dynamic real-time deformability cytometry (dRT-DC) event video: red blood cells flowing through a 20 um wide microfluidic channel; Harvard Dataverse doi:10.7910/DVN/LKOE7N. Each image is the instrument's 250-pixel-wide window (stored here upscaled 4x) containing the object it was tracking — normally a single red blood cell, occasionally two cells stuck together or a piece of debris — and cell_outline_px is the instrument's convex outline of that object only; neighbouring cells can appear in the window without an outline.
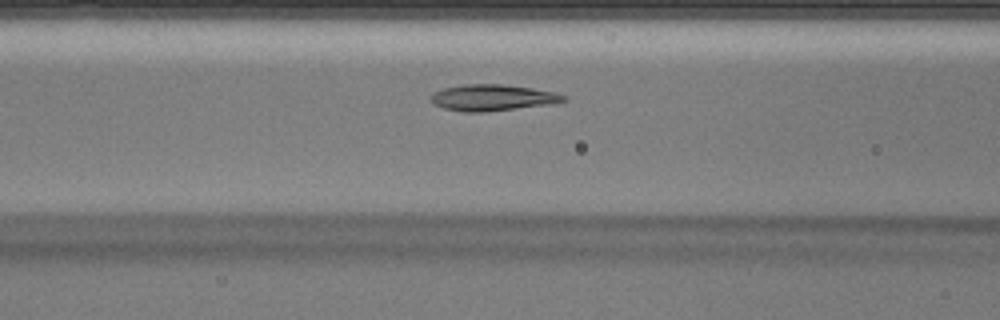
{"species": "Egyptian fruit bat (a non-hibernating species)", "species_latin": "Rousettus aegyptiacus", "temperature_condition": "warm", "stored_images_in_passage": 39, "camera_frame_rate_fps": 3000, "um_per_image_px": 0.085, "animal": {"sex": "male"}, "frame": {"image": 1, "passage_image": 14, "time_ms": 4.333, "image_size_px": [1000, 320], "cell_outline_px": [[568, 100], [556, 104], [484, 112], [464, 112], [444, 108], [436, 104], [428, 96], [432, 92], [444, 88], [464, 84], [504, 84], [532, 88], [552, 92], [568, 96]], "centroid_in_image_um": [41.9, 8.3], "position_along_channel_um": 124.7, "area_um2": 20.52}}
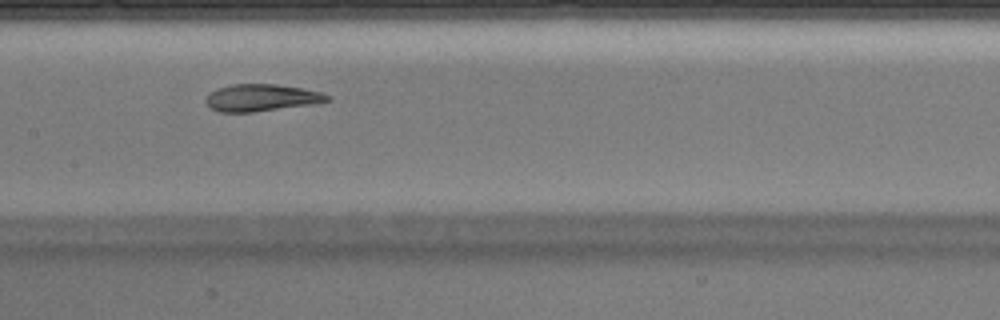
{"frame": {"image": 2, "passage_image": 18, "time_ms": 5.667, "image_size_px": [1000, 320], "cell_outline_px": [[332, 100], [308, 104], [252, 112], [220, 112], [212, 108], [204, 100], [216, 88], [232, 84], [276, 84], [300, 88], [320, 92], [332, 96]], "centroid_in_image_um": [22.21, 8.29], "position_along_channel_um": 185.2, "area_um2": 18.79}}
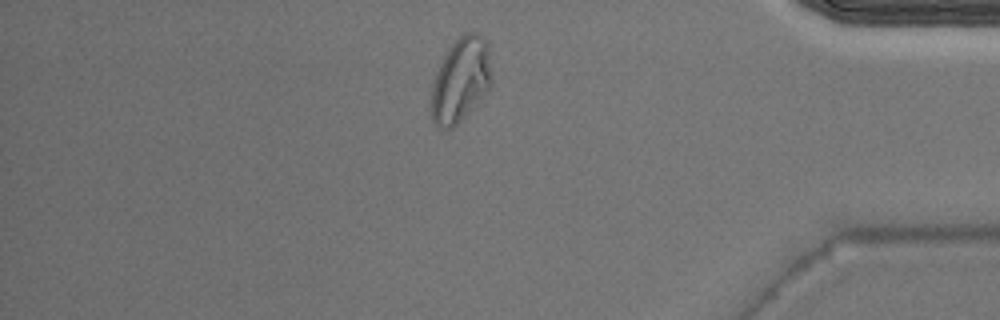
{"frame": {"image": 3, "passage_image": 34, "time_ms": 11.0, "image_size_px": [1000, 320], "cell_outline_px": [[492, 80], [488, 88], [476, 104], [452, 128], [440, 128], [432, 120], [432, 84], [436, 72], [444, 56], [452, 44], [464, 32], [480, 32], [488, 40], [492, 72]], "centroid_in_image_um": [39.19, 6.73], "position_along_channel_um": 396.0, "area_um2": 29.59}}